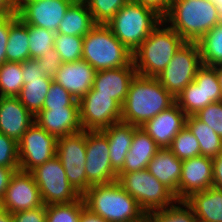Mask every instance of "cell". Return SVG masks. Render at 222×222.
<instances>
[{"label":"cell","instance_id":"obj_1","mask_svg":"<svg viewBox=\"0 0 222 222\" xmlns=\"http://www.w3.org/2000/svg\"><path fill=\"white\" fill-rule=\"evenodd\" d=\"M175 102L156 77L136 74L122 105L121 122L141 127Z\"/></svg>","mask_w":222,"mask_h":222},{"label":"cell","instance_id":"obj_2","mask_svg":"<svg viewBox=\"0 0 222 222\" xmlns=\"http://www.w3.org/2000/svg\"><path fill=\"white\" fill-rule=\"evenodd\" d=\"M82 198L91 213L106 222H145L147 214L139 203L115 181L91 186Z\"/></svg>","mask_w":222,"mask_h":222},{"label":"cell","instance_id":"obj_3","mask_svg":"<svg viewBox=\"0 0 222 222\" xmlns=\"http://www.w3.org/2000/svg\"><path fill=\"white\" fill-rule=\"evenodd\" d=\"M163 20L185 42H198L221 22L218 8L209 0H173Z\"/></svg>","mask_w":222,"mask_h":222},{"label":"cell","instance_id":"obj_4","mask_svg":"<svg viewBox=\"0 0 222 222\" xmlns=\"http://www.w3.org/2000/svg\"><path fill=\"white\" fill-rule=\"evenodd\" d=\"M184 42L183 38L162 20L133 52L137 74L157 77Z\"/></svg>","mask_w":222,"mask_h":222},{"label":"cell","instance_id":"obj_5","mask_svg":"<svg viewBox=\"0 0 222 222\" xmlns=\"http://www.w3.org/2000/svg\"><path fill=\"white\" fill-rule=\"evenodd\" d=\"M82 59L99 71L127 67L133 61V53L107 25L96 24L83 37Z\"/></svg>","mask_w":222,"mask_h":222},{"label":"cell","instance_id":"obj_6","mask_svg":"<svg viewBox=\"0 0 222 222\" xmlns=\"http://www.w3.org/2000/svg\"><path fill=\"white\" fill-rule=\"evenodd\" d=\"M162 20L151 9L129 0L107 26L133 53Z\"/></svg>","mask_w":222,"mask_h":222},{"label":"cell","instance_id":"obj_7","mask_svg":"<svg viewBox=\"0 0 222 222\" xmlns=\"http://www.w3.org/2000/svg\"><path fill=\"white\" fill-rule=\"evenodd\" d=\"M117 182L147 215L168 208L178 201L175 194L147 169L118 172Z\"/></svg>","mask_w":222,"mask_h":222},{"label":"cell","instance_id":"obj_8","mask_svg":"<svg viewBox=\"0 0 222 222\" xmlns=\"http://www.w3.org/2000/svg\"><path fill=\"white\" fill-rule=\"evenodd\" d=\"M202 65L198 42H184L156 78L176 99L187 85L194 81Z\"/></svg>","mask_w":222,"mask_h":222},{"label":"cell","instance_id":"obj_9","mask_svg":"<svg viewBox=\"0 0 222 222\" xmlns=\"http://www.w3.org/2000/svg\"><path fill=\"white\" fill-rule=\"evenodd\" d=\"M31 173L39 187L44 205L74 202L81 197L69 183L57 156L37 166Z\"/></svg>","mask_w":222,"mask_h":222},{"label":"cell","instance_id":"obj_10","mask_svg":"<svg viewBox=\"0 0 222 222\" xmlns=\"http://www.w3.org/2000/svg\"><path fill=\"white\" fill-rule=\"evenodd\" d=\"M56 156L63 165L69 183L82 196L92 186L85 172L86 131L58 138Z\"/></svg>","mask_w":222,"mask_h":222},{"label":"cell","instance_id":"obj_11","mask_svg":"<svg viewBox=\"0 0 222 222\" xmlns=\"http://www.w3.org/2000/svg\"><path fill=\"white\" fill-rule=\"evenodd\" d=\"M78 102L83 131H101L121 122L122 105L110 95L91 89Z\"/></svg>","mask_w":222,"mask_h":222},{"label":"cell","instance_id":"obj_12","mask_svg":"<svg viewBox=\"0 0 222 222\" xmlns=\"http://www.w3.org/2000/svg\"><path fill=\"white\" fill-rule=\"evenodd\" d=\"M57 138L34 122L18 141L19 170L31 172L56 156Z\"/></svg>","mask_w":222,"mask_h":222},{"label":"cell","instance_id":"obj_13","mask_svg":"<svg viewBox=\"0 0 222 222\" xmlns=\"http://www.w3.org/2000/svg\"><path fill=\"white\" fill-rule=\"evenodd\" d=\"M107 137L101 131H86L85 172L87 181L93 185L117 181V172L112 168Z\"/></svg>","mask_w":222,"mask_h":222},{"label":"cell","instance_id":"obj_14","mask_svg":"<svg viewBox=\"0 0 222 222\" xmlns=\"http://www.w3.org/2000/svg\"><path fill=\"white\" fill-rule=\"evenodd\" d=\"M2 202L4 211L12 214L44 205L33 174L21 170L12 175Z\"/></svg>","mask_w":222,"mask_h":222},{"label":"cell","instance_id":"obj_15","mask_svg":"<svg viewBox=\"0 0 222 222\" xmlns=\"http://www.w3.org/2000/svg\"><path fill=\"white\" fill-rule=\"evenodd\" d=\"M213 185V163L208 156H196L182 161L178 192L175 197L184 201L192 193L204 191Z\"/></svg>","mask_w":222,"mask_h":222},{"label":"cell","instance_id":"obj_16","mask_svg":"<svg viewBox=\"0 0 222 222\" xmlns=\"http://www.w3.org/2000/svg\"><path fill=\"white\" fill-rule=\"evenodd\" d=\"M74 1L41 0L28 3L17 15L26 25L42 27L57 33L60 22Z\"/></svg>","mask_w":222,"mask_h":222},{"label":"cell","instance_id":"obj_17","mask_svg":"<svg viewBox=\"0 0 222 222\" xmlns=\"http://www.w3.org/2000/svg\"><path fill=\"white\" fill-rule=\"evenodd\" d=\"M187 115L175 102L157 116L146 121L141 128L159 148H169L174 137L186 126Z\"/></svg>","mask_w":222,"mask_h":222},{"label":"cell","instance_id":"obj_18","mask_svg":"<svg viewBox=\"0 0 222 222\" xmlns=\"http://www.w3.org/2000/svg\"><path fill=\"white\" fill-rule=\"evenodd\" d=\"M96 70L83 59L62 63L53 81L66 89L79 101L93 86Z\"/></svg>","mask_w":222,"mask_h":222},{"label":"cell","instance_id":"obj_19","mask_svg":"<svg viewBox=\"0 0 222 222\" xmlns=\"http://www.w3.org/2000/svg\"><path fill=\"white\" fill-rule=\"evenodd\" d=\"M35 122L57 139L83 131L79 107L42 109Z\"/></svg>","mask_w":222,"mask_h":222},{"label":"cell","instance_id":"obj_20","mask_svg":"<svg viewBox=\"0 0 222 222\" xmlns=\"http://www.w3.org/2000/svg\"><path fill=\"white\" fill-rule=\"evenodd\" d=\"M137 74L133 61L127 67L99 70L93 82L95 94L110 95L124 104L132 79Z\"/></svg>","mask_w":222,"mask_h":222},{"label":"cell","instance_id":"obj_21","mask_svg":"<svg viewBox=\"0 0 222 222\" xmlns=\"http://www.w3.org/2000/svg\"><path fill=\"white\" fill-rule=\"evenodd\" d=\"M34 122L35 117L17 97L0 96V133L18 143Z\"/></svg>","mask_w":222,"mask_h":222},{"label":"cell","instance_id":"obj_22","mask_svg":"<svg viewBox=\"0 0 222 222\" xmlns=\"http://www.w3.org/2000/svg\"><path fill=\"white\" fill-rule=\"evenodd\" d=\"M184 201L198 222H222V189L211 186L204 191L192 193Z\"/></svg>","mask_w":222,"mask_h":222},{"label":"cell","instance_id":"obj_23","mask_svg":"<svg viewBox=\"0 0 222 222\" xmlns=\"http://www.w3.org/2000/svg\"><path fill=\"white\" fill-rule=\"evenodd\" d=\"M160 148L141 128L135 126L131 147L126 154L123 168L119 172H132L147 169L153 156Z\"/></svg>","mask_w":222,"mask_h":222},{"label":"cell","instance_id":"obj_24","mask_svg":"<svg viewBox=\"0 0 222 222\" xmlns=\"http://www.w3.org/2000/svg\"><path fill=\"white\" fill-rule=\"evenodd\" d=\"M147 170L174 194L178 192L182 171V160L168 148H160L150 160Z\"/></svg>","mask_w":222,"mask_h":222},{"label":"cell","instance_id":"obj_25","mask_svg":"<svg viewBox=\"0 0 222 222\" xmlns=\"http://www.w3.org/2000/svg\"><path fill=\"white\" fill-rule=\"evenodd\" d=\"M101 132L108 140L111 166L118 173L123 168L126 154L131 147L135 125L118 122Z\"/></svg>","mask_w":222,"mask_h":222},{"label":"cell","instance_id":"obj_26","mask_svg":"<svg viewBox=\"0 0 222 222\" xmlns=\"http://www.w3.org/2000/svg\"><path fill=\"white\" fill-rule=\"evenodd\" d=\"M96 25L84 0H75L60 22L57 33L84 37Z\"/></svg>","mask_w":222,"mask_h":222},{"label":"cell","instance_id":"obj_27","mask_svg":"<svg viewBox=\"0 0 222 222\" xmlns=\"http://www.w3.org/2000/svg\"><path fill=\"white\" fill-rule=\"evenodd\" d=\"M27 59H30L29 25L18 17L9 28L6 61L23 63Z\"/></svg>","mask_w":222,"mask_h":222},{"label":"cell","instance_id":"obj_28","mask_svg":"<svg viewBox=\"0 0 222 222\" xmlns=\"http://www.w3.org/2000/svg\"><path fill=\"white\" fill-rule=\"evenodd\" d=\"M52 81L49 77L24 79V85L17 98L34 117L42 110Z\"/></svg>","mask_w":222,"mask_h":222},{"label":"cell","instance_id":"obj_29","mask_svg":"<svg viewBox=\"0 0 222 222\" xmlns=\"http://www.w3.org/2000/svg\"><path fill=\"white\" fill-rule=\"evenodd\" d=\"M186 126L199 142L200 155L213 158L222 152V138L195 115L187 116Z\"/></svg>","mask_w":222,"mask_h":222},{"label":"cell","instance_id":"obj_30","mask_svg":"<svg viewBox=\"0 0 222 222\" xmlns=\"http://www.w3.org/2000/svg\"><path fill=\"white\" fill-rule=\"evenodd\" d=\"M198 45L203 65H222V21L204 35L198 41Z\"/></svg>","mask_w":222,"mask_h":222},{"label":"cell","instance_id":"obj_31","mask_svg":"<svg viewBox=\"0 0 222 222\" xmlns=\"http://www.w3.org/2000/svg\"><path fill=\"white\" fill-rule=\"evenodd\" d=\"M23 85L22 63L6 61L0 65V96L17 97Z\"/></svg>","mask_w":222,"mask_h":222},{"label":"cell","instance_id":"obj_32","mask_svg":"<svg viewBox=\"0 0 222 222\" xmlns=\"http://www.w3.org/2000/svg\"><path fill=\"white\" fill-rule=\"evenodd\" d=\"M194 82L203 88L204 108L213 102L222 100L216 67L202 65L197 71Z\"/></svg>","mask_w":222,"mask_h":222},{"label":"cell","instance_id":"obj_33","mask_svg":"<svg viewBox=\"0 0 222 222\" xmlns=\"http://www.w3.org/2000/svg\"><path fill=\"white\" fill-rule=\"evenodd\" d=\"M84 208L82 196L74 202L46 205V222H79Z\"/></svg>","mask_w":222,"mask_h":222},{"label":"cell","instance_id":"obj_34","mask_svg":"<svg viewBox=\"0 0 222 222\" xmlns=\"http://www.w3.org/2000/svg\"><path fill=\"white\" fill-rule=\"evenodd\" d=\"M148 222H198L192 209L185 201H177L163 210L147 215Z\"/></svg>","mask_w":222,"mask_h":222},{"label":"cell","instance_id":"obj_35","mask_svg":"<svg viewBox=\"0 0 222 222\" xmlns=\"http://www.w3.org/2000/svg\"><path fill=\"white\" fill-rule=\"evenodd\" d=\"M54 48L62 63L80 60L82 59L83 37L56 33Z\"/></svg>","mask_w":222,"mask_h":222},{"label":"cell","instance_id":"obj_36","mask_svg":"<svg viewBox=\"0 0 222 222\" xmlns=\"http://www.w3.org/2000/svg\"><path fill=\"white\" fill-rule=\"evenodd\" d=\"M168 149L182 161L200 156L199 142L187 126L174 137Z\"/></svg>","mask_w":222,"mask_h":222},{"label":"cell","instance_id":"obj_37","mask_svg":"<svg viewBox=\"0 0 222 222\" xmlns=\"http://www.w3.org/2000/svg\"><path fill=\"white\" fill-rule=\"evenodd\" d=\"M55 32L29 25V50L31 59H39L54 48Z\"/></svg>","mask_w":222,"mask_h":222},{"label":"cell","instance_id":"obj_38","mask_svg":"<svg viewBox=\"0 0 222 222\" xmlns=\"http://www.w3.org/2000/svg\"><path fill=\"white\" fill-rule=\"evenodd\" d=\"M176 103L187 116L195 115L199 110L204 108L203 88L192 81L178 95Z\"/></svg>","mask_w":222,"mask_h":222},{"label":"cell","instance_id":"obj_39","mask_svg":"<svg viewBox=\"0 0 222 222\" xmlns=\"http://www.w3.org/2000/svg\"><path fill=\"white\" fill-rule=\"evenodd\" d=\"M96 24L107 25L129 0H84Z\"/></svg>","mask_w":222,"mask_h":222},{"label":"cell","instance_id":"obj_40","mask_svg":"<svg viewBox=\"0 0 222 222\" xmlns=\"http://www.w3.org/2000/svg\"><path fill=\"white\" fill-rule=\"evenodd\" d=\"M79 107V102L60 84L52 81L42 109Z\"/></svg>","mask_w":222,"mask_h":222},{"label":"cell","instance_id":"obj_41","mask_svg":"<svg viewBox=\"0 0 222 222\" xmlns=\"http://www.w3.org/2000/svg\"><path fill=\"white\" fill-rule=\"evenodd\" d=\"M0 166L19 170L18 143L0 133Z\"/></svg>","mask_w":222,"mask_h":222},{"label":"cell","instance_id":"obj_42","mask_svg":"<svg viewBox=\"0 0 222 222\" xmlns=\"http://www.w3.org/2000/svg\"><path fill=\"white\" fill-rule=\"evenodd\" d=\"M195 116L222 138V100L207 105L199 110Z\"/></svg>","mask_w":222,"mask_h":222},{"label":"cell","instance_id":"obj_43","mask_svg":"<svg viewBox=\"0 0 222 222\" xmlns=\"http://www.w3.org/2000/svg\"><path fill=\"white\" fill-rule=\"evenodd\" d=\"M39 68L43 70V75L54 79L57 72L62 65L59 54L56 52V49L53 48L51 51H48L44 56H41L39 59Z\"/></svg>","mask_w":222,"mask_h":222},{"label":"cell","instance_id":"obj_44","mask_svg":"<svg viewBox=\"0 0 222 222\" xmlns=\"http://www.w3.org/2000/svg\"><path fill=\"white\" fill-rule=\"evenodd\" d=\"M18 18L16 12L0 18V65L6 62V48L10 25Z\"/></svg>","mask_w":222,"mask_h":222},{"label":"cell","instance_id":"obj_45","mask_svg":"<svg viewBox=\"0 0 222 222\" xmlns=\"http://www.w3.org/2000/svg\"><path fill=\"white\" fill-rule=\"evenodd\" d=\"M13 222H46V205L13 213Z\"/></svg>","mask_w":222,"mask_h":222},{"label":"cell","instance_id":"obj_46","mask_svg":"<svg viewBox=\"0 0 222 222\" xmlns=\"http://www.w3.org/2000/svg\"><path fill=\"white\" fill-rule=\"evenodd\" d=\"M130 1L138 3L148 9H151L159 17L164 19L170 11L171 3L173 0H130Z\"/></svg>","mask_w":222,"mask_h":222},{"label":"cell","instance_id":"obj_47","mask_svg":"<svg viewBox=\"0 0 222 222\" xmlns=\"http://www.w3.org/2000/svg\"><path fill=\"white\" fill-rule=\"evenodd\" d=\"M23 79H38L40 77H47L43 75V70L39 68L38 59H27L22 63Z\"/></svg>","mask_w":222,"mask_h":222},{"label":"cell","instance_id":"obj_48","mask_svg":"<svg viewBox=\"0 0 222 222\" xmlns=\"http://www.w3.org/2000/svg\"><path fill=\"white\" fill-rule=\"evenodd\" d=\"M213 163V185L216 188L222 189V152L212 158Z\"/></svg>","mask_w":222,"mask_h":222},{"label":"cell","instance_id":"obj_49","mask_svg":"<svg viewBox=\"0 0 222 222\" xmlns=\"http://www.w3.org/2000/svg\"><path fill=\"white\" fill-rule=\"evenodd\" d=\"M14 173V169L0 166V200L4 197L10 179Z\"/></svg>","mask_w":222,"mask_h":222},{"label":"cell","instance_id":"obj_50","mask_svg":"<svg viewBox=\"0 0 222 222\" xmlns=\"http://www.w3.org/2000/svg\"><path fill=\"white\" fill-rule=\"evenodd\" d=\"M14 12V0H0V18Z\"/></svg>","mask_w":222,"mask_h":222},{"label":"cell","instance_id":"obj_51","mask_svg":"<svg viewBox=\"0 0 222 222\" xmlns=\"http://www.w3.org/2000/svg\"><path fill=\"white\" fill-rule=\"evenodd\" d=\"M79 222H106L98 215L91 213L87 208H84L81 212Z\"/></svg>","mask_w":222,"mask_h":222},{"label":"cell","instance_id":"obj_52","mask_svg":"<svg viewBox=\"0 0 222 222\" xmlns=\"http://www.w3.org/2000/svg\"><path fill=\"white\" fill-rule=\"evenodd\" d=\"M41 0H14V10L18 13L26 4Z\"/></svg>","mask_w":222,"mask_h":222},{"label":"cell","instance_id":"obj_53","mask_svg":"<svg viewBox=\"0 0 222 222\" xmlns=\"http://www.w3.org/2000/svg\"><path fill=\"white\" fill-rule=\"evenodd\" d=\"M0 222H13V215L7 211L0 214Z\"/></svg>","mask_w":222,"mask_h":222},{"label":"cell","instance_id":"obj_54","mask_svg":"<svg viewBox=\"0 0 222 222\" xmlns=\"http://www.w3.org/2000/svg\"><path fill=\"white\" fill-rule=\"evenodd\" d=\"M216 74L218 77V81H219L220 89L222 93V65L216 66Z\"/></svg>","mask_w":222,"mask_h":222},{"label":"cell","instance_id":"obj_55","mask_svg":"<svg viewBox=\"0 0 222 222\" xmlns=\"http://www.w3.org/2000/svg\"><path fill=\"white\" fill-rule=\"evenodd\" d=\"M211 1L217 8H220V1L221 0H209Z\"/></svg>","mask_w":222,"mask_h":222},{"label":"cell","instance_id":"obj_56","mask_svg":"<svg viewBox=\"0 0 222 222\" xmlns=\"http://www.w3.org/2000/svg\"><path fill=\"white\" fill-rule=\"evenodd\" d=\"M218 10H219V15L222 21V0L220 1V8H218Z\"/></svg>","mask_w":222,"mask_h":222},{"label":"cell","instance_id":"obj_57","mask_svg":"<svg viewBox=\"0 0 222 222\" xmlns=\"http://www.w3.org/2000/svg\"><path fill=\"white\" fill-rule=\"evenodd\" d=\"M4 211L3 202L0 200V214Z\"/></svg>","mask_w":222,"mask_h":222}]
</instances>
